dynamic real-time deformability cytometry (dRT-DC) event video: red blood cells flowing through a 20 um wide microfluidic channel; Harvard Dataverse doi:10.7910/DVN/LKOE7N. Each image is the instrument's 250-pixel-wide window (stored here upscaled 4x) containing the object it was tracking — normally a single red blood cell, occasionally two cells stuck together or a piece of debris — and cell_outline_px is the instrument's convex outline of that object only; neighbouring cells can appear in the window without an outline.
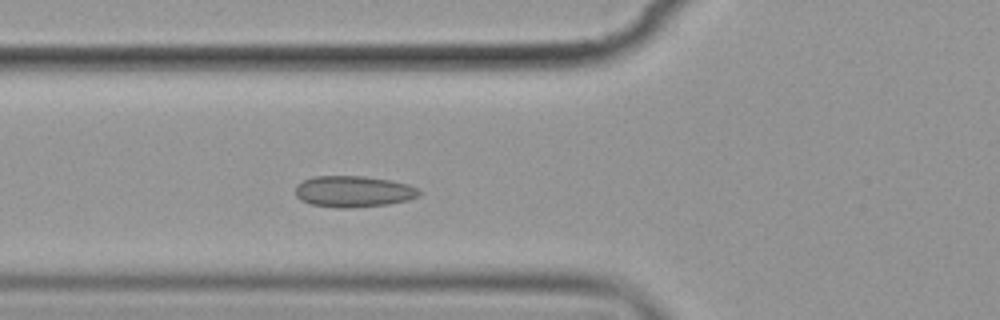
{"species": "common noctule bat (a hibernating species)", "species_latin": "Nyctalus noctula", "temperature_condition": "cold", "stored_images_in_passage": 5, "camera_frame_rate_fps": 3000, "um_per_image_px": 0.085, "animal": {"sex": "female", "body_mass_g": 19.9}, "frame": {"image": 1, "passage_image": 5, "time_ms": 4.667, "image_size_px": [1000, 320], "cell_outline_px": [[420, 192], [416, 196], [408, 200], [388, 204], [348, 208], [336, 208], [312, 204], [300, 200], [296, 196], [296, 184], [312, 176], [364, 176], [392, 180], [408, 184], [416, 188]], "centroid_in_image_um": [30.01, 16.27], "position_along_channel_um": 95.8, "area_um2": 22.54}}